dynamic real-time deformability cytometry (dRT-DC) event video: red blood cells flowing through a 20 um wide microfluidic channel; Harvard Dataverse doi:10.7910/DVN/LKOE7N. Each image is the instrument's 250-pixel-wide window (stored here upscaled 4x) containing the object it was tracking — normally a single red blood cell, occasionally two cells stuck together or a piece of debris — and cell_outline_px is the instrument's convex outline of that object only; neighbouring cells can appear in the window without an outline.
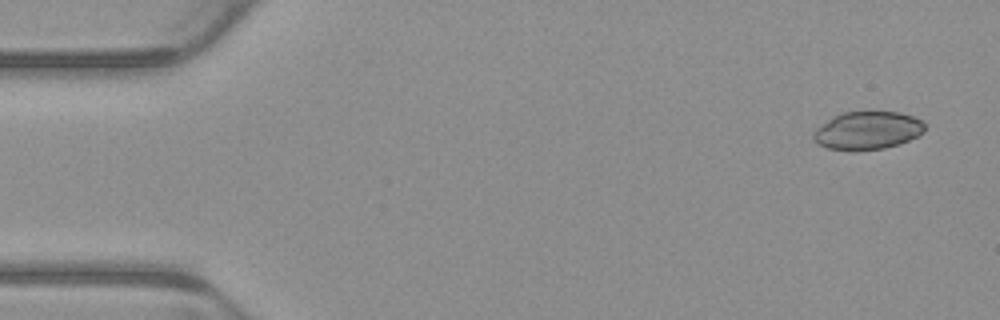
{"species": "common noctule bat (a hibernating species)", "species_latin": "Nyctalus noctula", "temperature_condition": "warm", "stored_images_in_passage": 4, "camera_frame_rate_fps": 3000, "um_per_image_px": 0.085, "animal": {"sex": "male", "body_mass_g": 23.1, "forearm_length_mm": 52.7}, "frame": {"image": 1, "passage_image": 1, "time_ms": 0.0, "image_size_px": [1000, 320], "cell_outline_px": [[924, 128], [920, 136], [900, 144], [884, 148], [852, 152], [828, 148], [816, 144], [812, 140], [812, 132], [816, 128], [832, 116], [844, 112], [900, 112], [912, 116], [920, 120], [924, 124]], "centroid_in_image_um": [73.69, 11.12], "position_along_channel_um": 11.3, "area_um2": 25.09}}
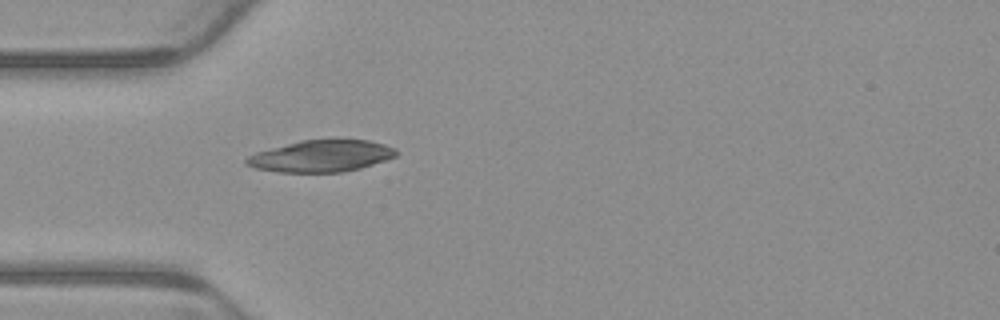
{"frame": {"image": 2, "passage_image": 4, "time_ms": 1.0, "image_size_px": [1000, 320], "cell_outline_px": [[400, 152], [396, 156], [360, 168], [344, 172], [280, 172], [256, 168], [244, 164], [244, 160], [248, 156], [256, 152], [300, 140], [368, 140], [384, 144], [396, 148]], "centroid_in_image_um": [27.31, 13.26], "position_along_channel_um": 57.7, "area_um2": 27.57}}